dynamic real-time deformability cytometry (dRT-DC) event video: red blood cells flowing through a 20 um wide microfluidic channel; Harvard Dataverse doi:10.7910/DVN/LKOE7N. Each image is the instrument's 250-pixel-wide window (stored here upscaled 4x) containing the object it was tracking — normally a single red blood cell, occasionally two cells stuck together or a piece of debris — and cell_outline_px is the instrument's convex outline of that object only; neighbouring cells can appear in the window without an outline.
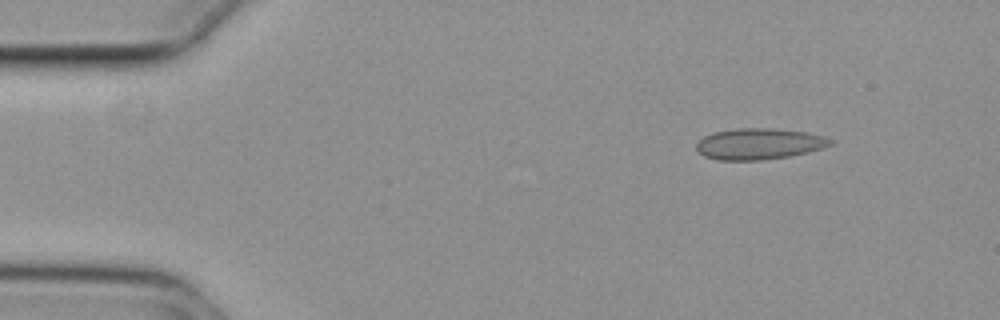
{"species": "common noctule bat (a hibernating species)", "species_latin": "Nyctalus noctula", "temperature_condition": "cold", "stored_images_in_passage": 49, "camera_frame_rate_fps": 3000, "um_per_image_px": 0.085, "animal": {"sex": "female", "body_mass_g": 29.2, "forearm_length_mm": 56.3}, "frame": {"image": 1, "passage_image": 1, "time_ms": 0.0, "image_size_px": [1000, 320], "cell_outline_px": [[832, 144], [808, 152], [788, 156], [760, 160], [716, 160], [704, 156], [696, 148], [696, 144], [704, 136], [712, 132], [736, 128], [768, 128], [804, 132], [824, 136], [832, 140]], "centroid_in_image_um": [64.47, 12.23], "position_along_channel_um": 20.5, "area_um2": 24.1}}
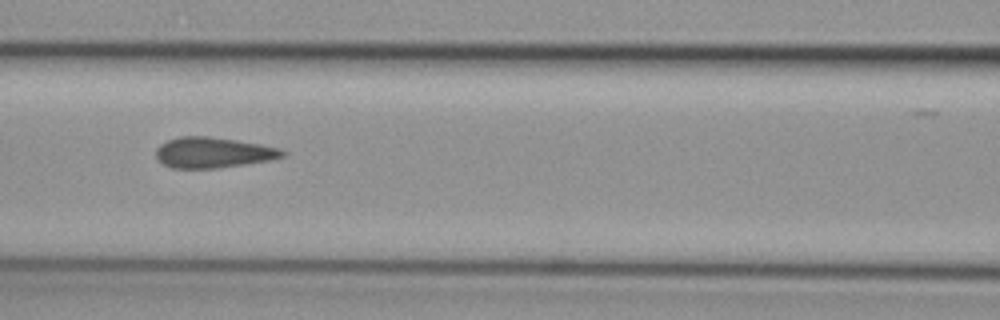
{"frame": {"image": 2, "passage_image": 18, "time_ms": 5.667, "image_size_px": [1000, 320], "cell_outline_px": [[288, 152], [284, 156], [268, 160], [216, 168], [172, 168], [156, 160], [156, 148], [160, 144], [168, 140], [180, 136], [208, 136], [236, 140], [260, 144], [280, 148]], "centroid_in_image_um": [18.09, 12.96], "position_along_channel_um": 148.5, "area_um2": 22.48}}
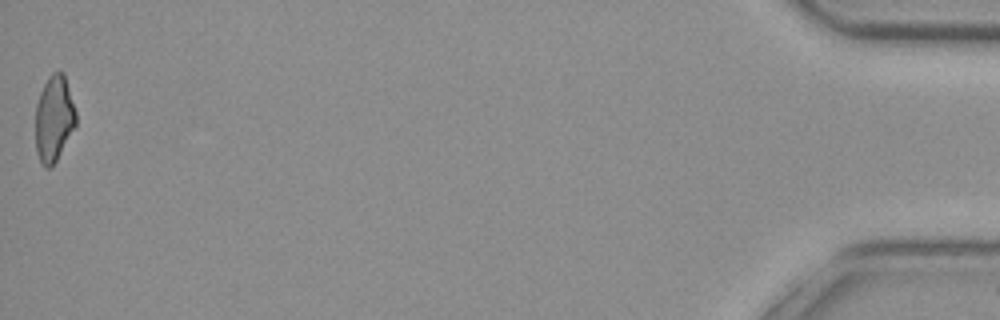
{"frame": {"image": 3, "passage_image": 49, "time_ms": 16.0, "image_size_px": [1000, 320], "cell_outline_px": [[76, 128], [56, 160], [48, 168], [44, 168], [40, 164], [36, 152], [36, 104], [40, 92], [48, 76], [52, 72], [64, 72], [76, 112]], "centroid_in_image_um": [4.59, 10.09], "position_along_channel_um": 430.6, "area_um2": 20.46}, "authors_computed_cell_mechanics": {"area_um2": 22.542, "velocity_mm_per_s": 3.7394, "shape_relaxation_time_tau1_ms": null, "shape_relaxation_time_tau2_ms": 0.9875, "deformation_change_tau1": null, "deformation_change_tau2": 0.0885}}